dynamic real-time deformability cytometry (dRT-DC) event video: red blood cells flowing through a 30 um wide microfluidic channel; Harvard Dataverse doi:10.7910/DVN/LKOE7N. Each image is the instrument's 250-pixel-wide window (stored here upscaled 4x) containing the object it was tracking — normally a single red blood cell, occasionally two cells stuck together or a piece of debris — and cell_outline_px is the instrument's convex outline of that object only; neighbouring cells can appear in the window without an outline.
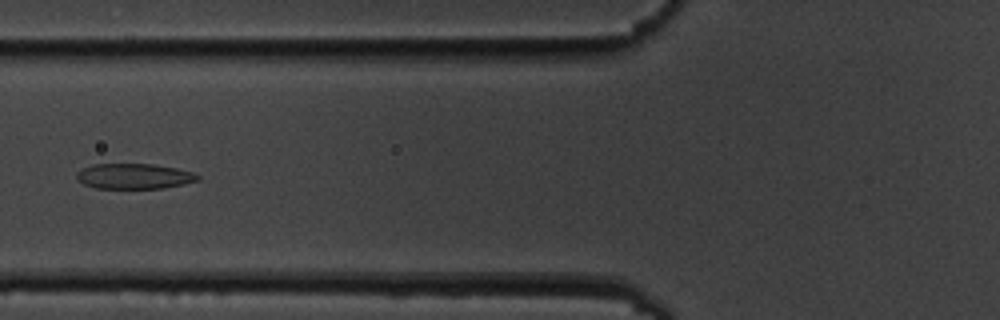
{"species": "common noctule bat (a hibernating species)", "species_latin": "Nyctalus noctula", "temperature_condition": "cold", "stored_images_in_passage": 3, "camera_frame_rate_fps": 3000, "um_per_image_px": 0.085, "animal": {"sex": "male", "body_mass_g": 19.5, "forearm_length_mm": 54.6}, "frame": {"image": 1, "passage_image": 3, "time_ms": 2.333, "image_size_px": [1000, 320], "cell_outline_px": [[200, 180], [184, 184], [164, 188], [96, 188], [84, 184], [76, 180], [76, 172], [80, 168], [92, 164], [152, 164], [176, 168], [192, 172], [200, 176]], "centroid_in_image_um": [11.37, 14.97], "position_along_channel_um": 114.4, "area_um2": 18.03}}